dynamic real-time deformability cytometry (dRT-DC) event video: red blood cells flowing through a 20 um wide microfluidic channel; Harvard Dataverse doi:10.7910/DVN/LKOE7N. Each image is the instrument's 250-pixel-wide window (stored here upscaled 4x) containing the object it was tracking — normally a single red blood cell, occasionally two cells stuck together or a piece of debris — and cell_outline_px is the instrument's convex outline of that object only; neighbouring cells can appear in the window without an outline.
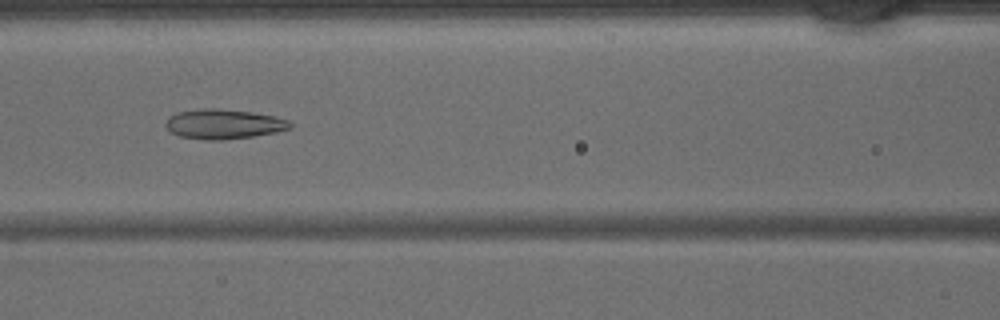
{"species": "common noctule bat (a hibernating species)", "species_latin": "Nyctalus noctula", "temperature_condition": "warm", "stored_images_in_passage": 44, "camera_frame_rate_fps": 3000, "um_per_image_px": 0.085, "animal": {"sex": "male", "body_mass_g": 15.6}, "frame": {"image": 1, "passage_image": 19, "time_ms": 6.0, "image_size_px": [1000, 320], "cell_outline_px": [[292, 128], [276, 132], [252, 136], [220, 140], [208, 140], [180, 136], [172, 132], [164, 124], [168, 116], [176, 112], [204, 108], [212, 108], [252, 112], [272, 116], [288, 120], [292, 124]], "centroid_in_image_um": [18.99, 10.54], "position_along_channel_um": 147.6, "area_um2": 21.39}}
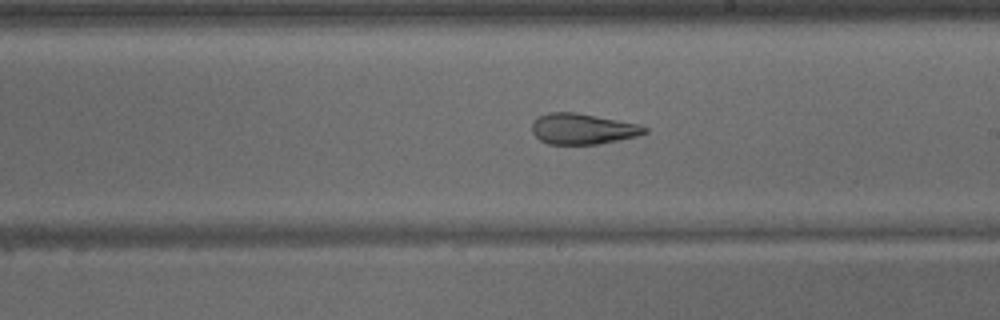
{"frame": {"image": 2, "passage_image": 25, "time_ms": 8.0, "image_size_px": [1000, 320], "cell_outline_px": [[648, 132], [636, 136], [596, 144], [548, 144], [540, 140], [532, 132], [532, 124], [540, 116], [548, 112], [576, 112], [640, 124], [648, 128]], "centroid_in_image_um": [49.54, 10.95], "position_along_channel_um": 239.5, "area_um2": 20.06}}
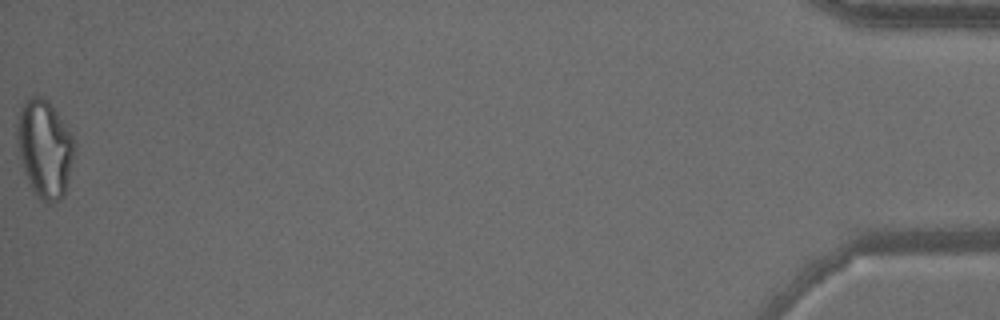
{"frame": {"image": 3, "passage_image": 44, "time_ms": 14.333, "image_size_px": [1000, 320], "cell_outline_px": [[76, 148], [64, 196], [60, 200], [48, 204], [40, 200], [36, 196], [28, 184], [24, 172], [20, 156], [16, 136], [16, 124], [20, 108], [28, 96], [44, 96], [48, 100], [72, 136]], "centroid_in_image_um": [3.78, 12.65], "position_along_channel_um": 431.4, "area_um2": 32.89}}